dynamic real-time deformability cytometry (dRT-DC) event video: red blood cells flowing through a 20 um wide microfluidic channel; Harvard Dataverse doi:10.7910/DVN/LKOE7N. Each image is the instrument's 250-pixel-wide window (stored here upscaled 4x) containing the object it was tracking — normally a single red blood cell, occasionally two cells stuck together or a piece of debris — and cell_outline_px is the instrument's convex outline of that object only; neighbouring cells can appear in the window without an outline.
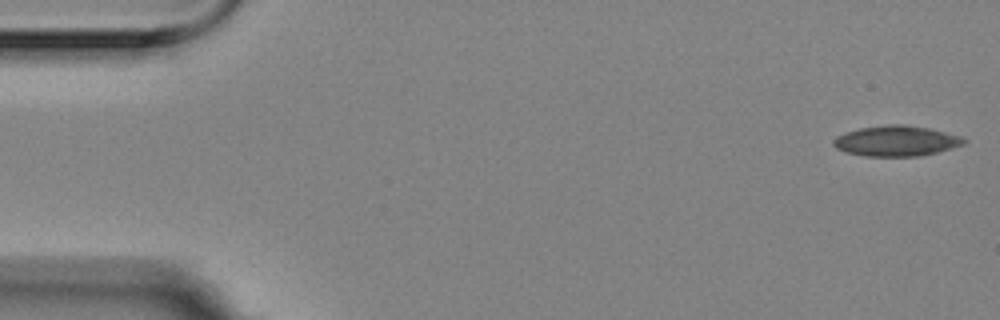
{"species": "Egyptian fruit bat (a non-hibernating species)", "species_latin": "Rousettus aegyptiacus", "temperature_condition": "room temperature", "stored_images_in_passage": 3, "camera_frame_rate_fps": 3000, "um_per_image_px": 0.085, "animal": {"sex": "female"}, "frame": {"image": 1, "passage_image": 1, "time_ms": 0.0, "image_size_px": [1000, 320], "cell_outline_px": [[968, 140], [964, 144], [936, 152], [920, 156], [864, 156], [844, 152], [836, 148], [832, 144], [832, 140], [836, 136], [844, 132], [860, 128], [888, 124], [908, 124], [932, 128], [960, 136]], "centroid_in_image_um": [76.16, 11.97], "position_along_channel_um": 8.8, "area_um2": 23.41}}